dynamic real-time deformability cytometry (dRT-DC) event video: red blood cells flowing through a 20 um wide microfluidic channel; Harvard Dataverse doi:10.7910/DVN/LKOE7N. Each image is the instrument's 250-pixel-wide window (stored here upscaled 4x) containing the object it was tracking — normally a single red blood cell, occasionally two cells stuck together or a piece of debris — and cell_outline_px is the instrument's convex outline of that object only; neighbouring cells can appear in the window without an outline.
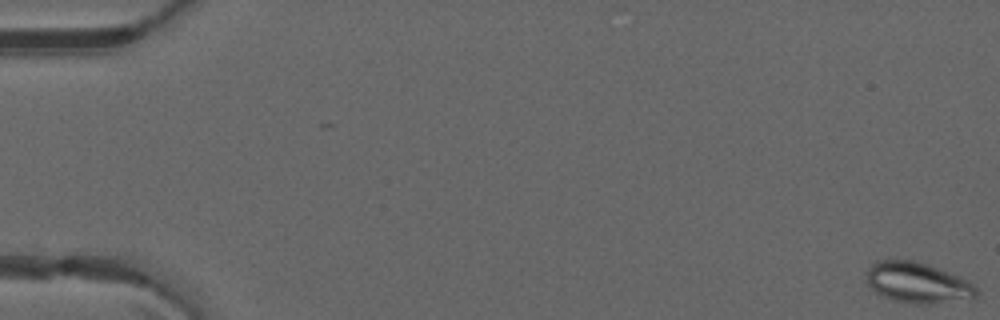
{"species": "common noctule bat (a hibernating species)", "species_latin": "Nyctalus noctula", "temperature_condition": "warm", "stored_images_in_passage": 52, "camera_frame_rate_fps": 3000, "um_per_image_px": 0.085, "animal": {"sex": "male", "forearm_length_mm": 52.5}, "frame": {"image": 1, "passage_image": 1, "time_ms": 0.0, "image_size_px": [1000, 320], "cell_outline_px": [[980, 292], [976, 300], [928, 304], [912, 304], [892, 300], [876, 292], [864, 280], [864, 272], [876, 260], [916, 260], [940, 268], [968, 280]], "centroid_in_image_um": [78.03, 24.04], "position_along_channel_um": 7.0, "area_um2": 26.88}}
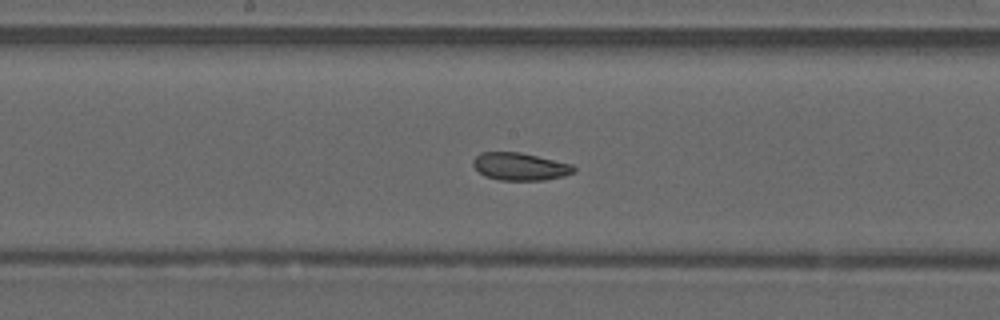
{"frame": {"image": 2, "passage_image": 28, "time_ms": 9.0, "image_size_px": [1000, 320], "cell_outline_px": [[576, 172], [564, 176], [544, 180], [500, 180], [484, 176], [472, 164], [472, 160], [480, 152], [520, 152], [572, 164], [576, 168]], "centroid_in_image_um": [44.21, 14.15], "position_along_channel_um": 204.0, "area_um2": 16.24}}
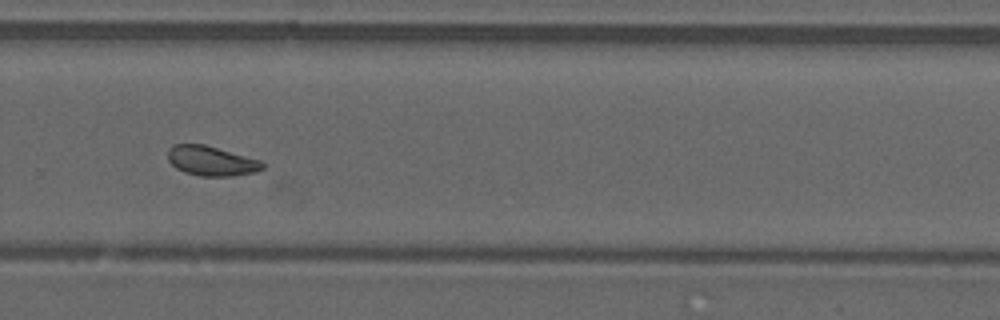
{"frame": {"image": 3, "passage_image": 36, "time_ms": 11.667, "image_size_px": [1000, 320], "cell_outline_px": [[264, 168], [252, 172], [232, 176], [200, 176], [184, 172], [176, 168], [168, 160], [168, 148], [172, 144], [204, 144], [260, 160], [264, 164]], "centroid_in_image_um": [17.92, 13.67], "position_along_channel_um": 311.9, "area_um2": 16.3}, "authors_computed_cell_mechanics": {"area_um2": 17.7446, "velocity_mm_per_s": 4.0615, "shape_relaxation_time_tau1_ms": null, "shape_relaxation_time_tau2_ms": 1.6798, "deformation_change_tau1": null, "deformation_change_tau2": 0.0698}}